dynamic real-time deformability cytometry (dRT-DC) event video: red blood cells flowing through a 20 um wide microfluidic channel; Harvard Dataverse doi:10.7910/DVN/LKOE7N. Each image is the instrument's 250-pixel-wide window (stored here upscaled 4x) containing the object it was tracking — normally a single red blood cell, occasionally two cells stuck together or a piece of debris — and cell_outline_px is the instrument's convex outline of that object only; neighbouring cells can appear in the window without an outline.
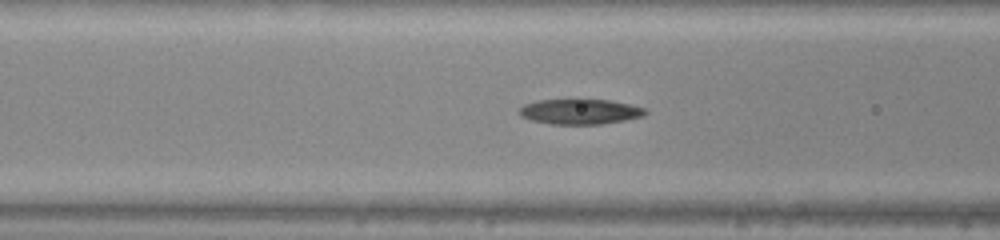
{"species": "common noctule bat (a hibernating species)", "species_latin": "Nyctalus noctula", "temperature_condition": "warm", "stored_images_in_passage": 50, "camera_frame_rate_fps": 3000, "um_per_image_px": 0.085, "animal": {"sex": "male", "body_mass_g": 20.0, "forearm_length_mm": 53.3}, "frame": {"image": 1, "passage_image": 20, "time_ms": 6.333, "image_size_px": [1000, 240], "cell_outline_px": [[648, 112], [644, 116], [624, 120], [600, 124], [552, 124], [532, 120], [520, 116], [520, 108], [524, 104], [540, 100], [576, 96], [608, 100], [628, 104], [644, 108]], "centroid_in_image_um": [49.28, 9.44], "position_along_channel_um": 117.3, "area_um2": 19.19}}
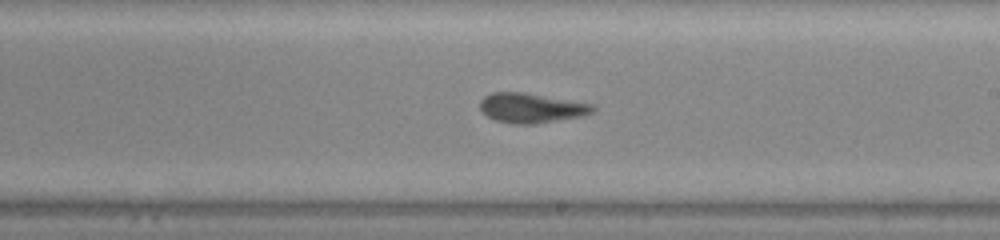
{"frame": {"image": 2, "passage_image": 29, "time_ms": 9.333, "image_size_px": [1000, 240], "cell_outline_px": [[596, 108], [592, 112], [584, 116], [536, 124], [512, 124], [496, 120], [488, 116], [480, 108], [480, 100], [484, 96], [492, 92], [524, 92], [592, 104]], "centroid_in_image_um": [45.16, 9.18], "position_along_channel_um": 243.8, "area_um2": 19.54}}
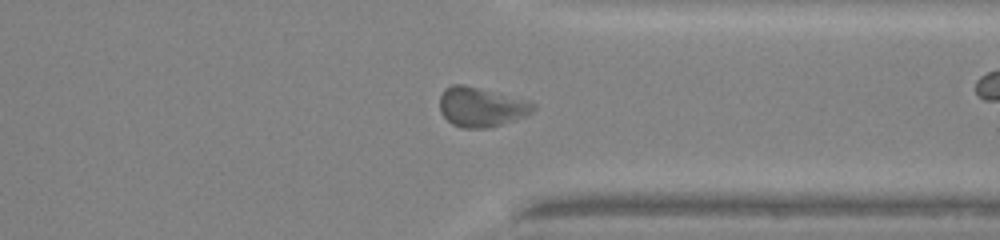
{"frame": {"image": 3, "passage_image": 38, "time_ms": 12.333, "image_size_px": [1000, 240], "cell_outline_px": [[536, 108], [532, 112], [524, 116], [488, 128], [460, 128], [452, 124], [440, 112], [440, 96], [444, 88], [452, 84], [464, 84], [528, 100], [536, 104]], "centroid_in_image_um": [40.88, 9.08], "position_along_channel_um": 370.5, "area_um2": 21.56}, "authors_computed_cell_mechanics": {"area_um2": 19.7098, "velocity_mm_per_s": 4.2239, "shape_relaxation_time_tau1_ms": 3.7806, "shape_relaxation_time_tau2_ms": 1.605, "deformation_change_tau1": 0.1308, "deformation_change_tau2": 0.092}}